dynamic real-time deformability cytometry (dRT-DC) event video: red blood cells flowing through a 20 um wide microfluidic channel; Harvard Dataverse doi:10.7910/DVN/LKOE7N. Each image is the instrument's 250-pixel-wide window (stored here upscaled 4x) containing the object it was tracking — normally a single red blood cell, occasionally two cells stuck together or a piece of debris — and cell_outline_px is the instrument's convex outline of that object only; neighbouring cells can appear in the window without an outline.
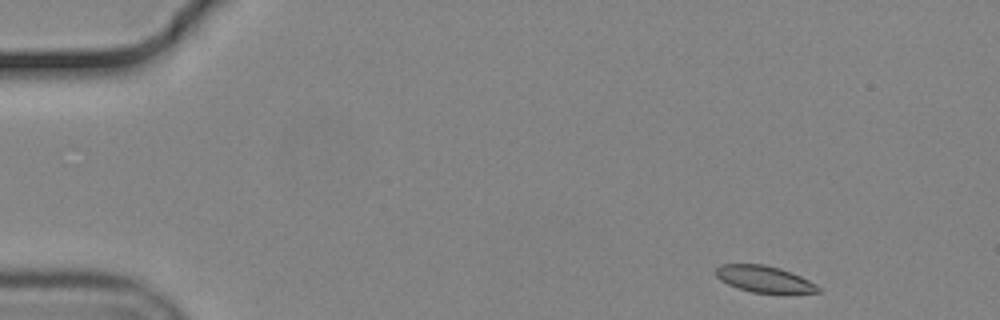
{"species": "common noctule bat (a hibernating species)", "species_latin": "Nyctalus noctula", "temperature_condition": "cold", "stored_images_in_passage": 50, "camera_frame_rate_fps": 3000, "um_per_image_px": 0.085, "animal": {"sex": "male", "body_mass_g": 19.2, "forearm_length_mm": 51.8}, "frame": {"image": 1, "passage_image": 1, "time_ms": 0.0, "image_size_px": [1000, 320], "cell_outline_px": [[820, 292], [788, 296], [784, 296], [752, 292], [736, 288], [720, 280], [716, 276], [716, 268], [720, 264], [764, 264], [780, 268], [792, 272], [816, 284], [820, 288]], "centroid_in_image_um": [65.03, 23.78], "position_along_channel_um": 20.0, "area_um2": 16.65}}
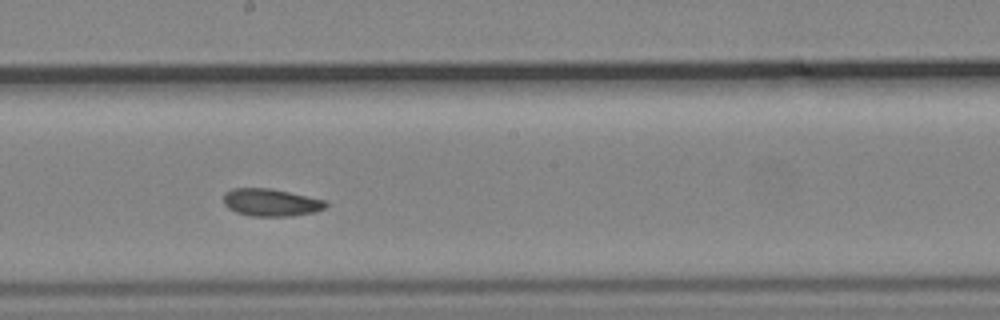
{"frame": {"image": 2, "passage_image": 26, "time_ms": 8.333, "image_size_px": [1000, 320], "cell_outline_px": [[328, 204], [324, 208], [316, 212], [288, 216], [252, 216], [236, 212], [228, 208], [224, 204], [224, 192], [232, 188], [268, 188], [288, 192], [324, 200]], "centroid_in_image_um": [22.99, 17.21], "position_along_channel_um": 225.2, "area_um2": 16.24}}
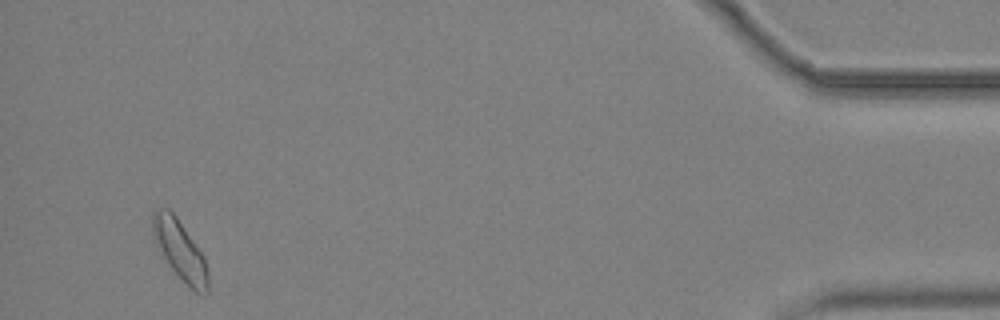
{"frame": {"image": 3, "passage_image": 48, "time_ms": 15.667, "image_size_px": [1000, 320], "cell_outline_px": [[208, 292], [204, 296], [196, 292], [160, 256], [152, 232], [152, 212], [156, 208], [168, 208], [176, 216], [204, 256], [208, 272]], "centroid_in_image_um": [15.27, 21.24], "position_along_channel_um": 419.9, "area_um2": 19.13}, "authors_computed_cell_mechanics": {"area_um2": 16.7909, "velocity_mm_per_s": 3.6743, "shape_relaxation_time_tau1_ms": 10.4249, "shape_relaxation_time_tau2_ms": 3.7808, "deformation_change_tau1": 0.1503, "deformation_change_tau2": 0.0768}}